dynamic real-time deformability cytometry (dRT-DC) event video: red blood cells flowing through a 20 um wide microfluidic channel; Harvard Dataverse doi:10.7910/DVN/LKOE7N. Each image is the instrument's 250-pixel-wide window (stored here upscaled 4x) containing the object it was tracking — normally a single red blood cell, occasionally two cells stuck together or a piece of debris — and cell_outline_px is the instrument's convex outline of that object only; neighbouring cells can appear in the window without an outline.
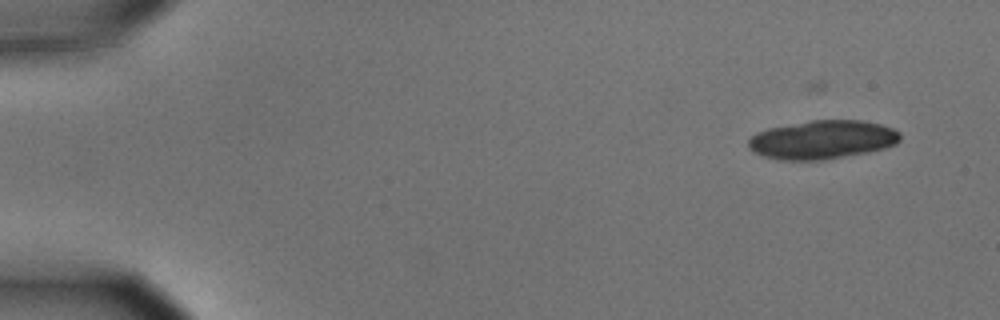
{"species": "common noctule bat (a hibernating species)", "species_latin": "Nyctalus noctula", "temperature_condition": "cold", "stored_images_in_passage": 10, "camera_frame_rate_fps": 3000, "um_per_image_px": 0.085, "animal": {"sex": "male", "body_mass_g": 15.6}, "frame": {"image": 1, "passage_image": 2, "time_ms": 0.333, "image_size_px": [1000, 320], "cell_outline_px": [[900, 140], [896, 144], [884, 148], [868, 152], [824, 160], [780, 160], [764, 156], [752, 152], [748, 148], [748, 140], [756, 132], [768, 128], [812, 120], [860, 120], [880, 124], [892, 128], [900, 132]], "centroid_in_image_um": [69.88, 11.88], "position_along_channel_um": 15.1, "area_um2": 34.28}}
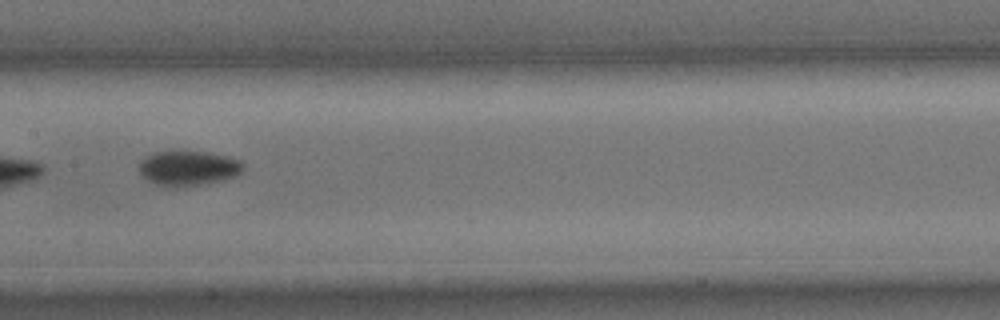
{"frame": {"image": 2, "passage_image": 9, "time_ms": 2.667, "image_size_px": [1000, 320], "cell_outline_px": [[244, 168], [236, 176], [220, 180], [200, 184], [168, 188], [156, 184], [148, 180], [140, 172], [140, 160], [144, 156], [152, 152], [168, 148], [172, 148], [208, 152], [228, 156], [240, 160], [244, 164]], "centroid_in_image_um": [15.96, 14.23], "position_along_channel_um": 191.4, "area_um2": 21.91}}
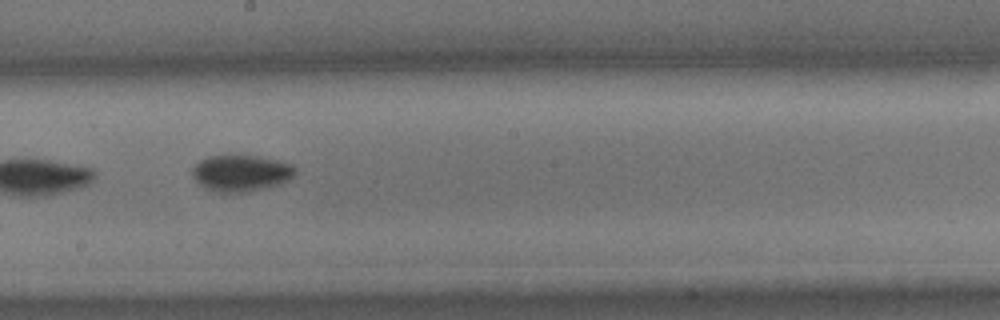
{"frame": {"image": 3, "passage_image": 10, "time_ms": 3.0, "image_size_px": [1000, 320], "cell_outline_px": [[296, 172], [288, 180], [280, 184], [268, 188], [248, 192], [220, 192], [204, 188], [192, 176], [192, 168], [200, 160], [208, 156], [256, 156], [276, 160], [292, 164], [296, 168]], "centroid_in_image_um": [20.49, 14.73], "position_along_channel_um": 227.7, "area_um2": 21.79}}